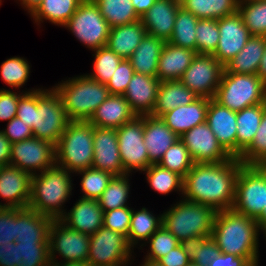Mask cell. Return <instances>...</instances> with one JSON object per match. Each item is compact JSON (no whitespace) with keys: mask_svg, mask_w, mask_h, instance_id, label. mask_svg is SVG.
I'll use <instances>...</instances> for the list:
<instances>
[{"mask_svg":"<svg viewBox=\"0 0 266 266\" xmlns=\"http://www.w3.org/2000/svg\"><path fill=\"white\" fill-rule=\"evenodd\" d=\"M243 163L236 157L221 163H194L184 177V199L211 207L216 212L232 209L235 183Z\"/></svg>","mask_w":266,"mask_h":266,"instance_id":"cell-1","label":"cell"},{"mask_svg":"<svg viewBox=\"0 0 266 266\" xmlns=\"http://www.w3.org/2000/svg\"><path fill=\"white\" fill-rule=\"evenodd\" d=\"M259 231L254 218L226 209L216 213L211 237L220 253L241 256L250 264H258Z\"/></svg>","mask_w":266,"mask_h":266,"instance_id":"cell-2","label":"cell"},{"mask_svg":"<svg viewBox=\"0 0 266 266\" xmlns=\"http://www.w3.org/2000/svg\"><path fill=\"white\" fill-rule=\"evenodd\" d=\"M71 181V173L57 165L32 175L28 207L50 218L59 219L66 212L62 208L72 194Z\"/></svg>","mask_w":266,"mask_h":266,"instance_id":"cell-3","label":"cell"},{"mask_svg":"<svg viewBox=\"0 0 266 266\" xmlns=\"http://www.w3.org/2000/svg\"><path fill=\"white\" fill-rule=\"evenodd\" d=\"M62 98L69 121H86L97 107L110 95L106 84L100 83L87 74L69 78L54 86Z\"/></svg>","mask_w":266,"mask_h":266,"instance_id":"cell-4","label":"cell"},{"mask_svg":"<svg viewBox=\"0 0 266 266\" xmlns=\"http://www.w3.org/2000/svg\"><path fill=\"white\" fill-rule=\"evenodd\" d=\"M94 126L86 121H70L55 146L56 165L70 173L91 168L94 157Z\"/></svg>","mask_w":266,"mask_h":266,"instance_id":"cell-5","label":"cell"},{"mask_svg":"<svg viewBox=\"0 0 266 266\" xmlns=\"http://www.w3.org/2000/svg\"><path fill=\"white\" fill-rule=\"evenodd\" d=\"M216 211L184 198L162 213V225L181 242L195 236H211Z\"/></svg>","mask_w":266,"mask_h":266,"instance_id":"cell-6","label":"cell"},{"mask_svg":"<svg viewBox=\"0 0 266 266\" xmlns=\"http://www.w3.org/2000/svg\"><path fill=\"white\" fill-rule=\"evenodd\" d=\"M213 99L220 105L238 112L266 103V83L257 75L223 72Z\"/></svg>","mask_w":266,"mask_h":266,"instance_id":"cell-7","label":"cell"},{"mask_svg":"<svg viewBox=\"0 0 266 266\" xmlns=\"http://www.w3.org/2000/svg\"><path fill=\"white\" fill-rule=\"evenodd\" d=\"M69 122L62 98L55 88L37 89V108L31 129L33 137L56 146Z\"/></svg>","mask_w":266,"mask_h":266,"instance_id":"cell-8","label":"cell"},{"mask_svg":"<svg viewBox=\"0 0 266 266\" xmlns=\"http://www.w3.org/2000/svg\"><path fill=\"white\" fill-rule=\"evenodd\" d=\"M87 48L96 50L106 46L110 25L93 0H83L72 17L63 25Z\"/></svg>","mask_w":266,"mask_h":266,"instance_id":"cell-9","label":"cell"},{"mask_svg":"<svg viewBox=\"0 0 266 266\" xmlns=\"http://www.w3.org/2000/svg\"><path fill=\"white\" fill-rule=\"evenodd\" d=\"M266 206V178L255 165L242 164L235 183L232 209L255 220Z\"/></svg>","mask_w":266,"mask_h":266,"instance_id":"cell-10","label":"cell"},{"mask_svg":"<svg viewBox=\"0 0 266 266\" xmlns=\"http://www.w3.org/2000/svg\"><path fill=\"white\" fill-rule=\"evenodd\" d=\"M133 249L126 236L102 226L90 235L87 263L89 266H127Z\"/></svg>","mask_w":266,"mask_h":266,"instance_id":"cell-11","label":"cell"},{"mask_svg":"<svg viewBox=\"0 0 266 266\" xmlns=\"http://www.w3.org/2000/svg\"><path fill=\"white\" fill-rule=\"evenodd\" d=\"M122 167L127 174L133 170L144 171L149 163L148 152L144 145V115L136 116L116 129Z\"/></svg>","mask_w":266,"mask_h":266,"instance_id":"cell-12","label":"cell"},{"mask_svg":"<svg viewBox=\"0 0 266 266\" xmlns=\"http://www.w3.org/2000/svg\"><path fill=\"white\" fill-rule=\"evenodd\" d=\"M224 69L212 54H197L179 81L198 97L213 99Z\"/></svg>","mask_w":266,"mask_h":266,"instance_id":"cell-13","label":"cell"},{"mask_svg":"<svg viewBox=\"0 0 266 266\" xmlns=\"http://www.w3.org/2000/svg\"><path fill=\"white\" fill-rule=\"evenodd\" d=\"M90 245V235L67 227L59 219H53L49 229L50 262H58L56 255L65 262H87Z\"/></svg>","mask_w":266,"mask_h":266,"instance_id":"cell-14","label":"cell"},{"mask_svg":"<svg viewBox=\"0 0 266 266\" xmlns=\"http://www.w3.org/2000/svg\"><path fill=\"white\" fill-rule=\"evenodd\" d=\"M10 165L31 175L56 165L55 145L36 137L12 143Z\"/></svg>","mask_w":266,"mask_h":266,"instance_id":"cell-15","label":"cell"},{"mask_svg":"<svg viewBox=\"0 0 266 266\" xmlns=\"http://www.w3.org/2000/svg\"><path fill=\"white\" fill-rule=\"evenodd\" d=\"M179 139L194 163H221L232 158L219 144L206 122L188 130Z\"/></svg>","mask_w":266,"mask_h":266,"instance_id":"cell-16","label":"cell"},{"mask_svg":"<svg viewBox=\"0 0 266 266\" xmlns=\"http://www.w3.org/2000/svg\"><path fill=\"white\" fill-rule=\"evenodd\" d=\"M219 43L212 54L223 66L232 60L252 36L239 12L218 19Z\"/></svg>","mask_w":266,"mask_h":266,"instance_id":"cell-17","label":"cell"},{"mask_svg":"<svg viewBox=\"0 0 266 266\" xmlns=\"http://www.w3.org/2000/svg\"><path fill=\"white\" fill-rule=\"evenodd\" d=\"M93 150L91 168L107 171L114 176L127 174L120 159L116 128L94 126Z\"/></svg>","mask_w":266,"mask_h":266,"instance_id":"cell-18","label":"cell"},{"mask_svg":"<svg viewBox=\"0 0 266 266\" xmlns=\"http://www.w3.org/2000/svg\"><path fill=\"white\" fill-rule=\"evenodd\" d=\"M32 175L13 165L0 167V196L6 203L0 207H28L31 196Z\"/></svg>","mask_w":266,"mask_h":266,"instance_id":"cell-19","label":"cell"},{"mask_svg":"<svg viewBox=\"0 0 266 266\" xmlns=\"http://www.w3.org/2000/svg\"><path fill=\"white\" fill-rule=\"evenodd\" d=\"M206 123L223 149L231 157H236V112L220 105L214 99H210Z\"/></svg>","mask_w":266,"mask_h":266,"instance_id":"cell-20","label":"cell"},{"mask_svg":"<svg viewBox=\"0 0 266 266\" xmlns=\"http://www.w3.org/2000/svg\"><path fill=\"white\" fill-rule=\"evenodd\" d=\"M160 83L157 77L133 74L123 96L137 116L153 112Z\"/></svg>","mask_w":266,"mask_h":266,"instance_id":"cell-21","label":"cell"},{"mask_svg":"<svg viewBox=\"0 0 266 266\" xmlns=\"http://www.w3.org/2000/svg\"><path fill=\"white\" fill-rule=\"evenodd\" d=\"M180 8L179 0H157L140 18L147 34L168 42Z\"/></svg>","mask_w":266,"mask_h":266,"instance_id":"cell-22","label":"cell"},{"mask_svg":"<svg viewBox=\"0 0 266 266\" xmlns=\"http://www.w3.org/2000/svg\"><path fill=\"white\" fill-rule=\"evenodd\" d=\"M69 211L59 220L73 230L92 235L103 226L104 211L98 200L81 197Z\"/></svg>","mask_w":266,"mask_h":266,"instance_id":"cell-23","label":"cell"},{"mask_svg":"<svg viewBox=\"0 0 266 266\" xmlns=\"http://www.w3.org/2000/svg\"><path fill=\"white\" fill-rule=\"evenodd\" d=\"M179 137L165 124L161 117L144 115V145L150 164H158L164 153Z\"/></svg>","mask_w":266,"mask_h":266,"instance_id":"cell-24","label":"cell"},{"mask_svg":"<svg viewBox=\"0 0 266 266\" xmlns=\"http://www.w3.org/2000/svg\"><path fill=\"white\" fill-rule=\"evenodd\" d=\"M209 100L206 97H198L191 104L167 111L160 117L180 137L193 127L206 122Z\"/></svg>","mask_w":266,"mask_h":266,"instance_id":"cell-25","label":"cell"},{"mask_svg":"<svg viewBox=\"0 0 266 266\" xmlns=\"http://www.w3.org/2000/svg\"><path fill=\"white\" fill-rule=\"evenodd\" d=\"M136 113L130 107L123 95L110 94L101 103L89 123L95 127L119 128L136 117Z\"/></svg>","mask_w":266,"mask_h":266,"instance_id":"cell-26","label":"cell"},{"mask_svg":"<svg viewBox=\"0 0 266 266\" xmlns=\"http://www.w3.org/2000/svg\"><path fill=\"white\" fill-rule=\"evenodd\" d=\"M196 55V50L166 42L158 61L156 77L160 82L179 80Z\"/></svg>","mask_w":266,"mask_h":266,"instance_id":"cell-27","label":"cell"},{"mask_svg":"<svg viewBox=\"0 0 266 266\" xmlns=\"http://www.w3.org/2000/svg\"><path fill=\"white\" fill-rule=\"evenodd\" d=\"M53 218L40 214L30 207L16 208L17 241H49Z\"/></svg>","mask_w":266,"mask_h":266,"instance_id":"cell-28","label":"cell"},{"mask_svg":"<svg viewBox=\"0 0 266 266\" xmlns=\"http://www.w3.org/2000/svg\"><path fill=\"white\" fill-rule=\"evenodd\" d=\"M147 34L141 20L110 28L106 46L122 59H129Z\"/></svg>","mask_w":266,"mask_h":266,"instance_id":"cell-29","label":"cell"},{"mask_svg":"<svg viewBox=\"0 0 266 266\" xmlns=\"http://www.w3.org/2000/svg\"><path fill=\"white\" fill-rule=\"evenodd\" d=\"M197 98L198 96L179 80L163 81L160 83L156 104L150 115L160 117L167 111L191 104Z\"/></svg>","mask_w":266,"mask_h":266,"instance_id":"cell-30","label":"cell"},{"mask_svg":"<svg viewBox=\"0 0 266 266\" xmlns=\"http://www.w3.org/2000/svg\"><path fill=\"white\" fill-rule=\"evenodd\" d=\"M265 49V36L252 35L242 50L224 66V72L257 75Z\"/></svg>","mask_w":266,"mask_h":266,"instance_id":"cell-31","label":"cell"},{"mask_svg":"<svg viewBox=\"0 0 266 266\" xmlns=\"http://www.w3.org/2000/svg\"><path fill=\"white\" fill-rule=\"evenodd\" d=\"M165 41L146 34L129 58L136 73L156 77L158 61Z\"/></svg>","mask_w":266,"mask_h":266,"instance_id":"cell-32","label":"cell"},{"mask_svg":"<svg viewBox=\"0 0 266 266\" xmlns=\"http://www.w3.org/2000/svg\"><path fill=\"white\" fill-rule=\"evenodd\" d=\"M266 103L244 108L236 112V158L251 145L260 126Z\"/></svg>","mask_w":266,"mask_h":266,"instance_id":"cell-33","label":"cell"},{"mask_svg":"<svg viewBox=\"0 0 266 266\" xmlns=\"http://www.w3.org/2000/svg\"><path fill=\"white\" fill-rule=\"evenodd\" d=\"M180 7L198 19H215L238 12L239 0H179Z\"/></svg>","mask_w":266,"mask_h":266,"instance_id":"cell-34","label":"cell"},{"mask_svg":"<svg viewBox=\"0 0 266 266\" xmlns=\"http://www.w3.org/2000/svg\"><path fill=\"white\" fill-rule=\"evenodd\" d=\"M83 0H42L30 14L37 25L48 20L57 26H63L75 13Z\"/></svg>","mask_w":266,"mask_h":266,"instance_id":"cell-35","label":"cell"},{"mask_svg":"<svg viewBox=\"0 0 266 266\" xmlns=\"http://www.w3.org/2000/svg\"><path fill=\"white\" fill-rule=\"evenodd\" d=\"M162 226V214L155 217L147 208L135 211L132 208L127 242L133 249L139 241H147Z\"/></svg>","mask_w":266,"mask_h":266,"instance_id":"cell-36","label":"cell"},{"mask_svg":"<svg viewBox=\"0 0 266 266\" xmlns=\"http://www.w3.org/2000/svg\"><path fill=\"white\" fill-rule=\"evenodd\" d=\"M14 264L16 266H50L49 241H15Z\"/></svg>","mask_w":266,"mask_h":266,"instance_id":"cell-37","label":"cell"},{"mask_svg":"<svg viewBox=\"0 0 266 266\" xmlns=\"http://www.w3.org/2000/svg\"><path fill=\"white\" fill-rule=\"evenodd\" d=\"M110 28L140 20L131 0H93Z\"/></svg>","mask_w":266,"mask_h":266,"instance_id":"cell-38","label":"cell"},{"mask_svg":"<svg viewBox=\"0 0 266 266\" xmlns=\"http://www.w3.org/2000/svg\"><path fill=\"white\" fill-rule=\"evenodd\" d=\"M191 263L208 266L219 255L220 250L211 236H195L180 242Z\"/></svg>","mask_w":266,"mask_h":266,"instance_id":"cell-39","label":"cell"},{"mask_svg":"<svg viewBox=\"0 0 266 266\" xmlns=\"http://www.w3.org/2000/svg\"><path fill=\"white\" fill-rule=\"evenodd\" d=\"M198 20L192 13L180 8L176 15L172 36L168 42L179 47L196 50L195 31Z\"/></svg>","mask_w":266,"mask_h":266,"instance_id":"cell-40","label":"cell"},{"mask_svg":"<svg viewBox=\"0 0 266 266\" xmlns=\"http://www.w3.org/2000/svg\"><path fill=\"white\" fill-rule=\"evenodd\" d=\"M146 179L152 190L160 194H168L174 191L183 195L184 178L159 164H151L146 170ZM176 189V190H175Z\"/></svg>","mask_w":266,"mask_h":266,"instance_id":"cell-41","label":"cell"},{"mask_svg":"<svg viewBox=\"0 0 266 266\" xmlns=\"http://www.w3.org/2000/svg\"><path fill=\"white\" fill-rule=\"evenodd\" d=\"M130 174L117 175L109 181L107 188L98 199L100 207L104 212L128 206Z\"/></svg>","mask_w":266,"mask_h":266,"instance_id":"cell-42","label":"cell"},{"mask_svg":"<svg viewBox=\"0 0 266 266\" xmlns=\"http://www.w3.org/2000/svg\"><path fill=\"white\" fill-rule=\"evenodd\" d=\"M238 12L251 35L266 37V0H239Z\"/></svg>","mask_w":266,"mask_h":266,"instance_id":"cell-43","label":"cell"},{"mask_svg":"<svg viewBox=\"0 0 266 266\" xmlns=\"http://www.w3.org/2000/svg\"><path fill=\"white\" fill-rule=\"evenodd\" d=\"M158 164L184 178L193 167L194 161L184 143L178 139L164 153Z\"/></svg>","mask_w":266,"mask_h":266,"instance_id":"cell-44","label":"cell"},{"mask_svg":"<svg viewBox=\"0 0 266 266\" xmlns=\"http://www.w3.org/2000/svg\"><path fill=\"white\" fill-rule=\"evenodd\" d=\"M93 51V56L95 58L93 65L94 71L87 75L100 83L107 84L119 63L122 61V58L107 46Z\"/></svg>","mask_w":266,"mask_h":266,"instance_id":"cell-45","label":"cell"},{"mask_svg":"<svg viewBox=\"0 0 266 266\" xmlns=\"http://www.w3.org/2000/svg\"><path fill=\"white\" fill-rule=\"evenodd\" d=\"M82 176L81 190L83 192L82 198L98 200L103 191L107 188L109 181L113 178V174L97 170L94 168H87L76 172Z\"/></svg>","mask_w":266,"mask_h":266,"instance_id":"cell-46","label":"cell"},{"mask_svg":"<svg viewBox=\"0 0 266 266\" xmlns=\"http://www.w3.org/2000/svg\"><path fill=\"white\" fill-rule=\"evenodd\" d=\"M195 34L197 54H213L220 38L218 20L199 19Z\"/></svg>","mask_w":266,"mask_h":266,"instance_id":"cell-47","label":"cell"},{"mask_svg":"<svg viewBox=\"0 0 266 266\" xmlns=\"http://www.w3.org/2000/svg\"><path fill=\"white\" fill-rule=\"evenodd\" d=\"M30 65L23 57H11L1 64V77L11 88L25 85L29 79Z\"/></svg>","mask_w":266,"mask_h":266,"instance_id":"cell-48","label":"cell"},{"mask_svg":"<svg viewBox=\"0 0 266 266\" xmlns=\"http://www.w3.org/2000/svg\"><path fill=\"white\" fill-rule=\"evenodd\" d=\"M144 243H149L148 249L150 248L144 258L151 261H157L180 244L176 237L163 225Z\"/></svg>","mask_w":266,"mask_h":266,"instance_id":"cell-49","label":"cell"},{"mask_svg":"<svg viewBox=\"0 0 266 266\" xmlns=\"http://www.w3.org/2000/svg\"><path fill=\"white\" fill-rule=\"evenodd\" d=\"M244 165H256L266 160V108L251 145L238 158Z\"/></svg>","mask_w":266,"mask_h":266,"instance_id":"cell-50","label":"cell"},{"mask_svg":"<svg viewBox=\"0 0 266 266\" xmlns=\"http://www.w3.org/2000/svg\"><path fill=\"white\" fill-rule=\"evenodd\" d=\"M135 73L129 59H122L106 87L110 94L124 95L133 74Z\"/></svg>","mask_w":266,"mask_h":266,"instance_id":"cell-51","label":"cell"},{"mask_svg":"<svg viewBox=\"0 0 266 266\" xmlns=\"http://www.w3.org/2000/svg\"><path fill=\"white\" fill-rule=\"evenodd\" d=\"M132 215V208L125 206L104 212L103 226L112 231L128 236Z\"/></svg>","mask_w":266,"mask_h":266,"instance_id":"cell-52","label":"cell"},{"mask_svg":"<svg viewBox=\"0 0 266 266\" xmlns=\"http://www.w3.org/2000/svg\"><path fill=\"white\" fill-rule=\"evenodd\" d=\"M17 241L16 208L0 207V244Z\"/></svg>","mask_w":266,"mask_h":266,"instance_id":"cell-53","label":"cell"},{"mask_svg":"<svg viewBox=\"0 0 266 266\" xmlns=\"http://www.w3.org/2000/svg\"><path fill=\"white\" fill-rule=\"evenodd\" d=\"M37 108V89L22 93L17 106L16 117L20 118L31 129L34 125L35 109Z\"/></svg>","mask_w":266,"mask_h":266,"instance_id":"cell-54","label":"cell"},{"mask_svg":"<svg viewBox=\"0 0 266 266\" xmlns=\"http://www.w3.org/2000/svg\"><path fill=\"white\" fill-rule=\"evenodd\" d=\"M23 92L0 89V120L10 121L17 115L19 98Z\"/></svg>","mask_w":266,"mask_h":266,"instance_id":"cell-55","label":"cell"},{"mask_svg":"<svg viewBox=\"0 0 266 266\" xmlns=\"http://www.w3.org/2000/svg\"><path fill=\"white\" fill-rule=\"evenodd\" d=\"M2 131L11 144L33 137L31 128L16 116L7 123L6 129Z\"/></svg>","mask_w":266,"mask_h":266,"instance_id":"cell-56","label":"cell"},{"mask_svg":"<svg viewBox=\"0 0 266 266\" xmlns=\"http://www.w3.org/2000/svg\"><path fill=\"white\" fill-rule=\"evenodd\" d=\"M162 266H187L191 261L180 244L157 260Z\"/></svg>","mask_w":266,"mask_h":266,"instance_id":"cell-57","label":"cell"},{"mask_svg":"<svg viewBox=\"0 0 266 266\" xmlns=\"http://www.w3.org/2000/svg\"><path fill=\"white\" fill-rule=\"evenodd\" d=\"M251 264L241 256L219 253L208 266H250Z\"/></svg>","mask_w":266,"mask_h":266,"instance_id":"cell-58","label":"cell"},{"mask_svg":"<svg viewBox=\"0 0 266 266\" xmlns=\"http://www.w3.org/2000/svg\"><path fill=\"white\" fill-rule=\"evenodd\" d=\"M14 244V241L0 244V266H16L14 264Z\"/></svg>","mask_w":266,"mask_h":266,"instance_id":"cell-59","label":"cell"},{"mask_svg":"<svg viewBox=\"0 0 266 266\" xmlns=\"http://www.w3.org/2000/svg\"><path fill=\"white\" fill-rule=\"evenodd\" d=\"M11 143L0 130V166L10 165Z\"/></svg>","mask_w":266,"mask_h":266,"instance_id":"cell-60","label":"cell"},{"mask_svg":"<svg viewBox=\"0 0 266 266\" xmlns=\"http://www.w3.org/2000/svg\"><path fill=\"white\" fill-rule=\"evenodd\" d=\"M157 0H131L136 14L141 18Z\"/></svg>","mask_w":266,"mask_h":266,"instance_id":"cell-61","label":"cell"},{"mask_svg":"<svg viewBox=\"0 0 266 266\" xmlns=\"http://www.w3.org/2000/svg\"><path fill=\"white\" fill-rule=\"evenodd\" d=\"M257 76L266 83V37H265L264 54L260 61V65L257 71Z\"/></svg>","mask_w":266,"mask_h":266,"instance_id":"cell-62","label":"cell"},{"mask_svg":"<svg viewBox=\"0 0 266 266\" xmlns=\"http://www.w3.org/2000/svg\"><path fill=\"white\" fill-rule=\"evenodd\" d=\"M23 8L30 14L37 8L42 0H18Z\"/></svg>","mask_w":266,"mask_h":266,"instance_id":"cell-63","label":"cell"},{"mask_svg":"<svg viewBox=\"0 0 266 266\" xmlns=\"http://www.w3.org/2000/svg\"><path fill=\"white\" fill-rule=\"evenodd\" d=\"M50 266H89L87 262L72 261V262H51Z\"/></svg>","mask_w":266,"mask_h":266,"instance_id":"cell-64","label":"cell"},{"mask_svg":"<svg viewBox=\"0 0 266 266\" xmlns=\"http://www.w3.org/2000/svg\"><path fill=\"white\" fill-rule=\"evenodd\" d=\"M258 227L260 231H266V206H264V210L262 211L261 215L256 219Z\"/></svg>","mask_w":266,"mask_h":266,"instance_id":"cell-65","label":"cell"},{"mask_svg":"<svg viewBox=\"0 0 266 266\" xmlns=\"http://www.w3.org/2000/svg\"><path fill=\"white\" fill-rule=\"evenodd\" d=\"M255 166L261 171V173L266 178V160L258 162Z\"/></svg>","mask_w":266,"mask_h":266,"instance_id":"cell-66","label":"cell"},{"mask_svg":"<svg viewBox=\"0 0 266 266\" xmlns=\"http://www.w3.org/2000/svg\"><path fill=\"white\" fill-rule=\"evenodd\" d=\"M142 263L143 264H141L140 266H162L157 261H151V260H147V259H144V262H142Z\"/></svg>","mask_w":266,"mask_h":266,"instance_id":"cell-67","label":"cell"},{"mask_svg":"<svg viewBox=\"0 0 266 266\" xmlns=\"http://www.w3.org/2000/svg\"><path fill=\"white\" fill-rule=\"evenodd\" d=\"M187 266H196V265L190 262Z\"/></svg>","mask_w":266,"mask_h":266,"instance_id":"cell-68","label":"cell"},{"mask_svg":"<svg viewBox=\"0 0 266 266\" xmlns=\"http://www.w3.org/2000/svg\"><path fill=\"white\" fill-rule=\"evenodd\" d=\"M246 1H263V0H246Z\"/></svg>","mask_w":266,"mask_h":266,"instance_id":"cell-69","label":"cell"},{"mask_svg":"<svg viewBox=\"0 0 266 266\" xmlns=\"http://www.w3.org/2000/svg\"><path fill=\"white\" fill-rule=\"evenodd\" d=\"M250 266H259L258 264H251Z\"/></svg>","mask_w":266,"mask_h":266,"instance_id":"cell-70","label":"cell"}]
</instances>
